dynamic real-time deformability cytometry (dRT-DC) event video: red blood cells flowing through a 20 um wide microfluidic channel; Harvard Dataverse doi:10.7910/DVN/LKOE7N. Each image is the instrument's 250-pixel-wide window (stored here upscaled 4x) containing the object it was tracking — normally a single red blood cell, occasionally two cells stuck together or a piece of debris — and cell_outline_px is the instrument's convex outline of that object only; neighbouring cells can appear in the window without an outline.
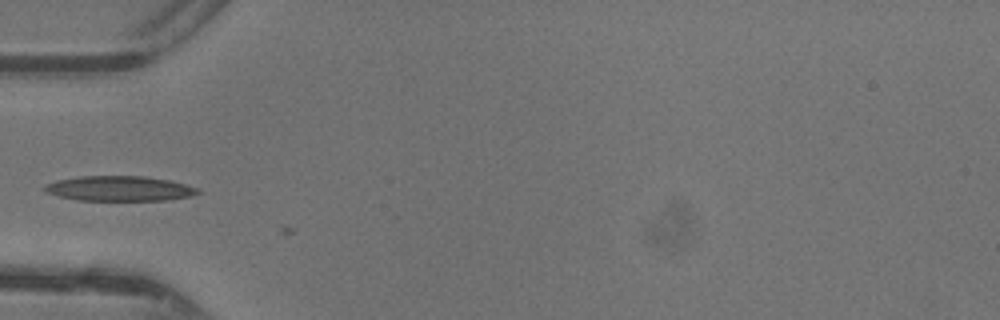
{"species": "common noctule bat (a hibernating species)", "species_latin": "Nyctalus noctula", "temperature_condition": "warm", "stored_images_in_passage": 2, "camera_frame_rate_fps": 3000, "um_per_image_px": 0.085, "animal": {"sex": "female"}, "frame": {"image": 1, "passage_image": 1, "time_ms": 0.0, "image_size_px": [1000, 320], "cell_outline_px": [[200, 192], [192, 196], [164, 200], [80, 200], [56, 196], [44, 192], [40, 188], [44, 184], [56, 180], [80, 176], [144, 176], [168, 180], [200, 188]], "centroid_in_image_um": [10.08, 16.02], "position_along_channel_um": 74.9, "area_um2": 22.48}}